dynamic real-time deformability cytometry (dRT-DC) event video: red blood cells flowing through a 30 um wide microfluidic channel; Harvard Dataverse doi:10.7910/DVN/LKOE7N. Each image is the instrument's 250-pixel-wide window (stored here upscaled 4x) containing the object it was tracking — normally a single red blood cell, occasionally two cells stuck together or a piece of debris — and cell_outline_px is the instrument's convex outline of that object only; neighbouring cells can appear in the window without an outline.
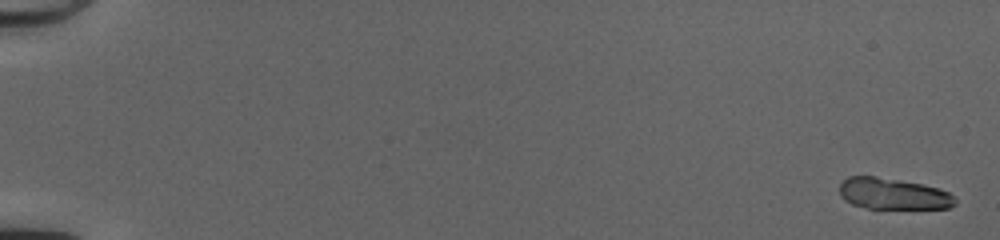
{"species": "common noctule bat (a hibernating species)", "species_latin": "Nyctalus noctula", "temperature_condition": "cold", "stored_images_in_passage": 52, "camera_frame_rate_fps": 3000, "um_per_image_px": 0.085, "animal": {"sex": "female", "body_mass_g": 20.0, "forearm_length_mm": 54.0}, "frame": {"image": 1, "passage_image": 1, "time_ms": 0.0, "image_size_px": [1000, 240], "cell_outline_px": [[956, 204], [948, 208], [868, 208], [852, 204], [844, 200], [840, 196], [840, 184], [848, 176], [876, 176], [924, 184], [940, 188], [948, 192], [956, 200]], "centroid_in_image_um": [75.91, 16.46], "position_along_channel_um": 9.1, "area_um2": 21.1}}
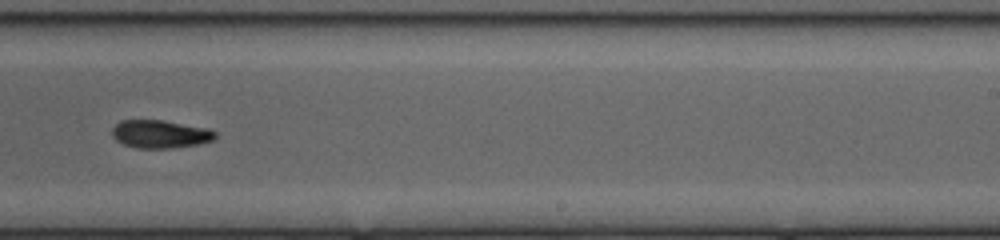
{"frame": {"image": 2, "passage_image": 35, "time_ms": 11.333, "image_size_px": [1000, 240], "cell_outline_px": [[216, 136], [212, 140], [196, 144], [172, 148], [136, 148], [124, 144], [116, 140], [112, 136], [112, 128], [120, 120], [164, 120], [208, 128], [216, 132]], "centroid_in_image_um": [13.59, 11.39], "position_along_channel_um": 275.4, "area_um2": 16.82}}
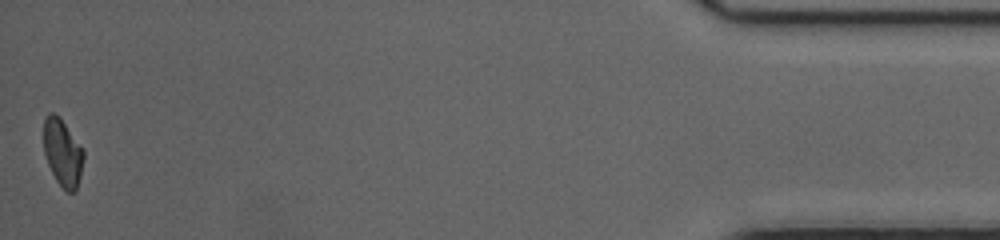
{"frame": {"image": 3, "passage_image": 52, "time_ms": 17.0, "image_size_px": [1000, 240], "cell_outline_px": [[84, 156], [80, 176], [76, 192], [68, 192], [56, 180], [48, 164], [44, 152], [44, 116], [48, 112], [52, 112], [60, 116], [84, 148]], "centroid_in_image_um": [5.33, 12.92], "position_along_channel_um": 429.9, "area_um2": 15.84}, "authors_computed_cell_mechanics": {"area_um2": 17.6579, "velocity_mm_per_s": 4.1431, "shape_relaxation_time_tau1_ms": 6.2451, "shape_relaxation_time_tau2_ms": null, "deformation_change_tau1": 0.1711, "deformation_change_tau2": null}}